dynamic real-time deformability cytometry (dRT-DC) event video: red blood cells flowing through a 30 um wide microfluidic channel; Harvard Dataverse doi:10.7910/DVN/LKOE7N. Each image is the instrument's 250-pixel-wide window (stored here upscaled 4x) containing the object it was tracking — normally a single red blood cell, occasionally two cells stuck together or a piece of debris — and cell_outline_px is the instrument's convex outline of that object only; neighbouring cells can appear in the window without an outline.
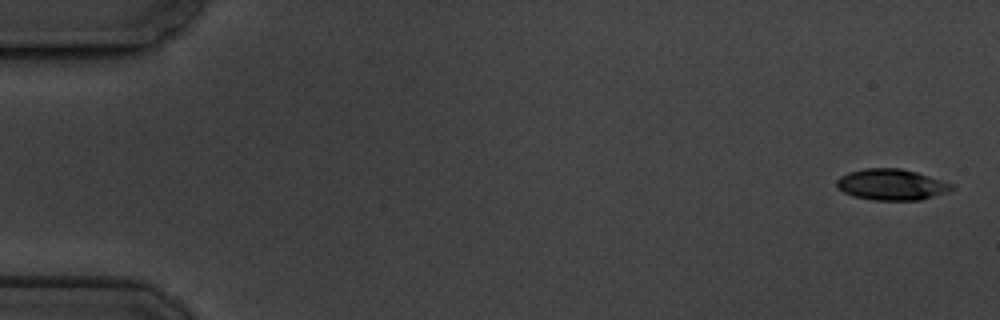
{"species": "common noctule bat (a hibernating species)", "species_latin": "Nyctalus noctula", "temperature_condition": "cold", "stored_images_in_passage": 5, "camera_frame_rate_fps": 3000, "um_per_image_px": 0.085, "animal": {"sex": "male", "body_mass_g": 19.5, "forearm_length_mm": 54.6}, "frame": {"image": 1, "passage_image": 1, "time_ms": 0.0, "image_size_px": [1000, 320], "cell_outline_px": [[956, 188], [948, 192], [920, 200], [872, 200], [856, 196], [844, 192], [836, 188], [836, 180], [840, 176], [848, 172], [864, 168], [900, 168], [916, 172], [952, 184]], "centroid_in_image_um": [75.75, 15.69], "position_along_channel_um": 9.2, "area_um2": 20.81}}
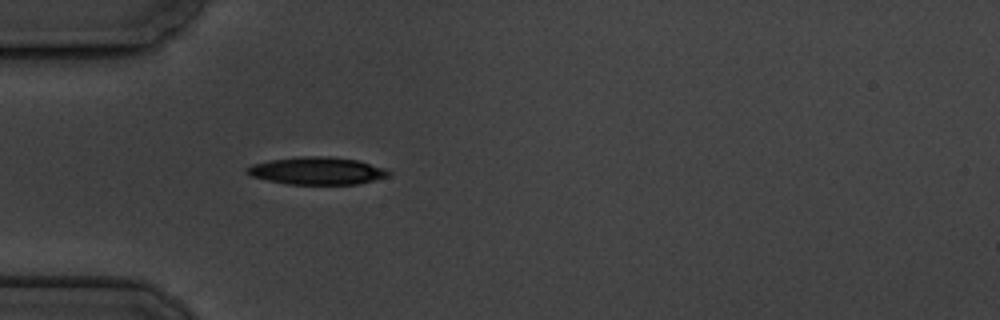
{"frame": {"image": 2, "passage_image": 5, "time_ms": 5.333, "image_size_px": [1000, 320], "cell_outline_px": [[392, 172], [388, 176], [356, 184], [288, 184], [268, 180], [252, 176], [244, 172], [244, 168], [252, 164], [268, 160], [296, 156], [332, 156], [356, 160], [384, 168]], "centroid_in_image_um": [26.88, 14.5], "position_along_channel_um": 58.1, "area_um2": 22.72}}